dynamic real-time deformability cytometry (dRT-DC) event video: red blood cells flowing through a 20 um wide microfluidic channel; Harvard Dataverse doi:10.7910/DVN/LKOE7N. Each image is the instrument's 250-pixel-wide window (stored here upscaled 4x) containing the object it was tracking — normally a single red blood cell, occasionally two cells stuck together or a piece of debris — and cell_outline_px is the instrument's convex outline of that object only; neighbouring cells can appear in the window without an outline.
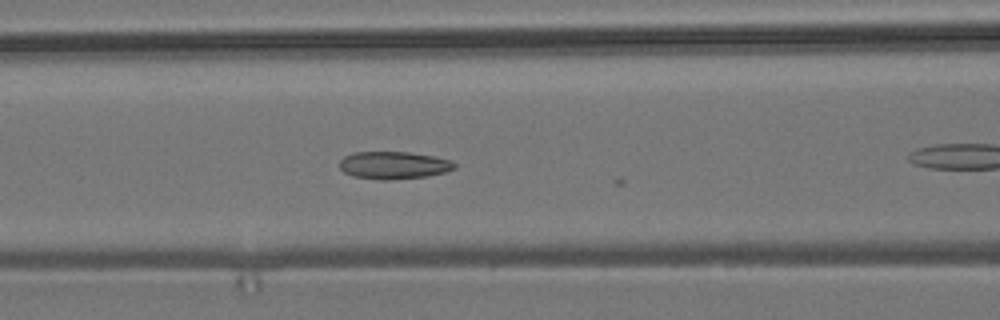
{"species": "common noctule bat (a hibernating species)", "species_latin": "Nyctalus noctula", "temperature_condition": "room temperature", "stored_images_in_passage": 12, "camera_frame_rate_fps": 3000, "um_per_image_px": 0.085, "animal": {"sex": "male", "body_mass_g": 19.2, "forearm_length_mm": 51.8}, "frame": {"image": 1, "passage_image": 11, "time_ms": 3.333, "image_size_px": [1000, 320], "cell_outline_px": [[456, 168], [448, 172], [428, 176], [388, 180], [380, 180], [352, 176], [344, 172], [340, 168], [340, 160], [344, 156], [352, 152], [408, 152], [432, 156], [452, 160], [456, 164]], "centroid_in_image_um": [33.48, 14.05], "position_along_channel_um": 133.1, "area_um2": 18.61}}